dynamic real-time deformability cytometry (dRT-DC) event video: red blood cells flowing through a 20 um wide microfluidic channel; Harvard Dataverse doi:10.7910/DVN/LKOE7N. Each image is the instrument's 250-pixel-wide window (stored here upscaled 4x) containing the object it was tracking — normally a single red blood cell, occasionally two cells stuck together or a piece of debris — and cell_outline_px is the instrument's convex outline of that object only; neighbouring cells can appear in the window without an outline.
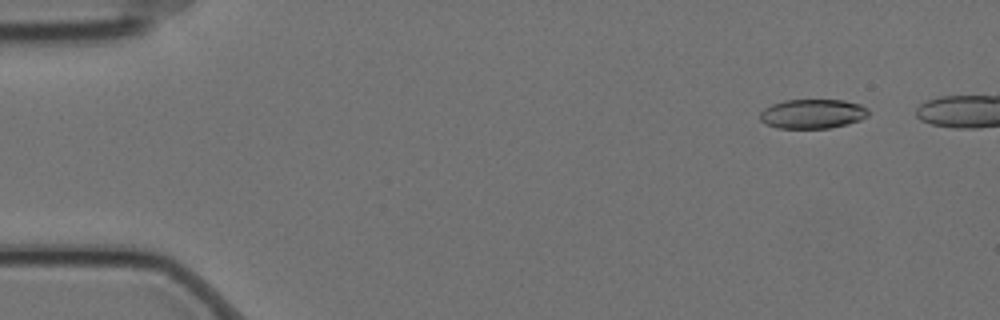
{"species": "Egyptian fruit bat (a non-hibernating species)", "species_latin": "Rousettus aegyptiacus", "temperature_condition": "cold", "stored_images_in_passage": 5, "camera_frame_rate_fps": 3000, "um_per_image_px": 0.085, "animal": {"sex": "female"}, "frame": {"image": 1, "passage_image": 1, "time_ms": 0.0, "image_size_px": [1000, 320], "cell_outline_px": [[868, 116], [860, 120], [848, 124], [828, 128], [776, 128], [764, 124], [760, 120], [760, 112], [764, 108], [772, 104], [784, 100], [844, 100], [860, 104], [868, 108]], "centroid_in_image_um": [69.05, 9.67], "position_along_channel_um": 15.9, "area_um2": 18.73}}